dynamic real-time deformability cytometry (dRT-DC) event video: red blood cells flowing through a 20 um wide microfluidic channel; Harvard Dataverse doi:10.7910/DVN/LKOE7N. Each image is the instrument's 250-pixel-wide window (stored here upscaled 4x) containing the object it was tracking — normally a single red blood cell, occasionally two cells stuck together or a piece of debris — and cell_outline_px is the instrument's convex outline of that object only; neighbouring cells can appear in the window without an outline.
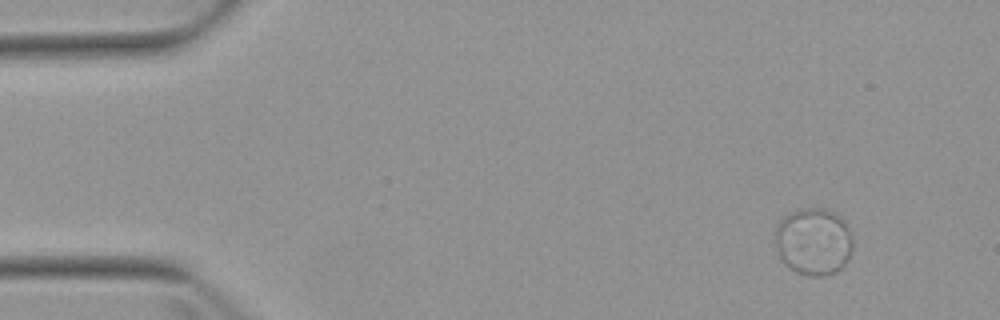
{"species": "Egyptian fruit bat (a non-hibernating species)", "species_latin": "Rousettus aegyptiacus", "temperature_condition": "warm", "stored_images_in_passage": 4, "camera_frame_rate_fps": 3000, "um_per_image_px": 0.085, "animal": {"sex": "female"}, "frame": {"image": 1, "passage_image": 1, "time_ms": 0.0, "image_size_px": [1000, 320], "cell_outline_px": [[852, 248], [844, 264], [836, 272], [824, 276], [808, 276], [796, 272], [788, 268], [780, 260], [776, 244], [776, 224], [788, 212], [800, 208], [824, 208], [836, 212], [844, 220], [852, 236]], "centroid_in_image_um": [69.13, 20.51], "position_along_channel_um": 15.9, "area_um2": 30.81}}
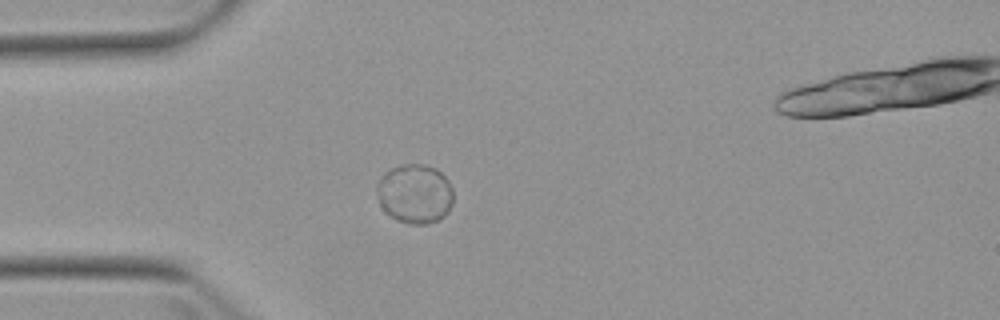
{"frame": {"image": 2, "passage_image": 3, "time_ms": 3.333, "image_size_px": [1000, 320], "cell_outline_px": [[452, 204], [448, 212], [444, 216], [428, 224], [408, 224], [396, 220], [384, 212], [376, 196], [376, 184], [384, 172], [400, 164], [424, 164], [436, 168], [448, 180], [452, 188]], "centroid_in_image_um": [35.23, 16.47], "position_along_channel_um": 49.8, "area_um2": 26.82}}